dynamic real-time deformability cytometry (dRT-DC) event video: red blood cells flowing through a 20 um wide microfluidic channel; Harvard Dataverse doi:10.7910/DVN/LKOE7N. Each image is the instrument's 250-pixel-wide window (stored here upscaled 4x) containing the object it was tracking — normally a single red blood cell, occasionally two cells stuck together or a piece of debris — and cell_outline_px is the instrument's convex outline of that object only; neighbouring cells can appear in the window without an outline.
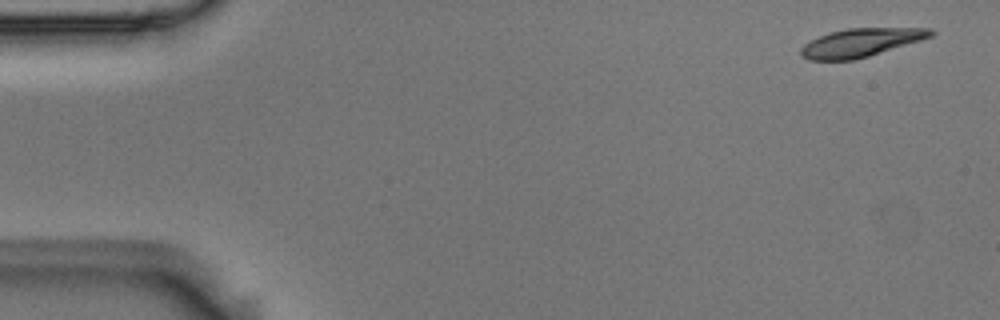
{"species": "Egyptian fruit bat (a non-hibernating species)", "species_latin": "Rousettus aegyptiacus", "temperature_condition": "room temperature", "stored_images_in_passage": 6, "camera_frame_rate_fps": 3000, "um_per_image_px": 0.085, "animal": {"sex": "male"}, "frame": {"image": 1, "passage_image": 1, "time_ms": 0.0, "image_size_px": [1000, 320], "cell_outline_px": [[936, 32], [932, 36], [920, 40], [868, 56], [852, 60], [808, 60], [800, 56], [800, 48], [804, 44], [820, 36], [832, 32], [848, 28], [932, 28]], "centroid_in_image_um": [73.15, 3.62], "position_along_channel_um": 11.8, "area_um2": 21.21}}
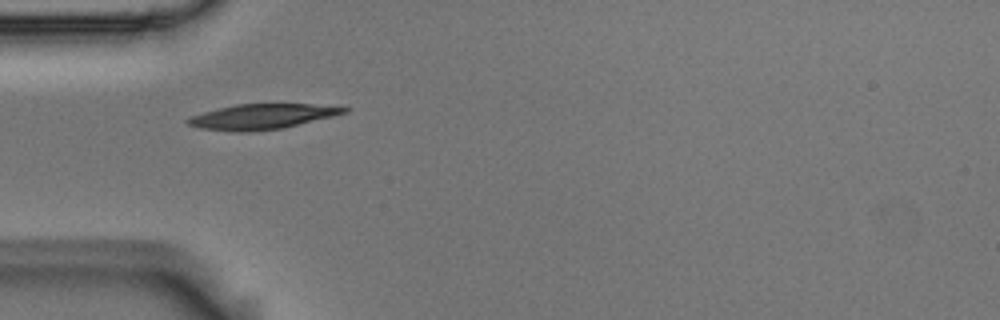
{"frame": {"image": 2, "passage_image": 5, "time_ms": 1.333, "image_size_px": [1000, 320], "cell_outline_px": [[352, 108], [348, 112], [284, 128], [252, 132], [236, 132], [200, 128], [188, 124], [184, 120], [192, 116], [204, 112], [236, 104], [312, 104]], "centroid_in_image_um": [22.28, 9.92], "position_along_channel_um": 62.7, "area_um2": 22.83}}
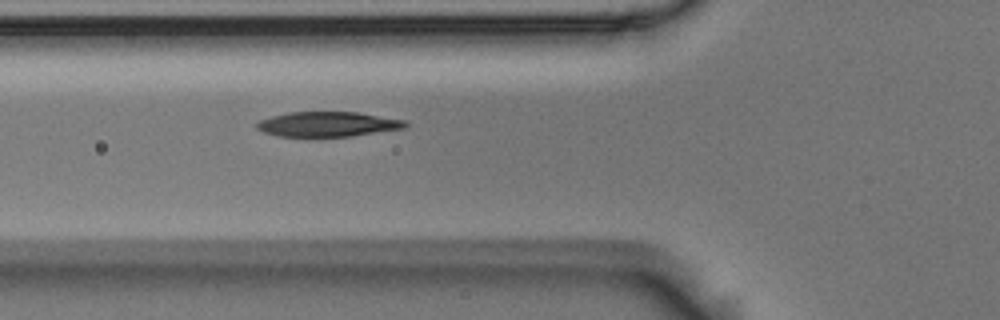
{"frame": {"image": 3, "passage_image": 6, "time_ms": 1.667, "image_size_px": [1000, 320], "cell_outline_px": [[408, 128], [352, 136], [276, 136], [264, 132], [256, 128], [256, 124], [260, 120], [272, 116], [288, 112], [356, 112], [404, 120], [408, 124]], "centroid_in_image_um": [27.88, 10.56], "position_along_channel_um": 97.9, "area_um2": 21.5}}